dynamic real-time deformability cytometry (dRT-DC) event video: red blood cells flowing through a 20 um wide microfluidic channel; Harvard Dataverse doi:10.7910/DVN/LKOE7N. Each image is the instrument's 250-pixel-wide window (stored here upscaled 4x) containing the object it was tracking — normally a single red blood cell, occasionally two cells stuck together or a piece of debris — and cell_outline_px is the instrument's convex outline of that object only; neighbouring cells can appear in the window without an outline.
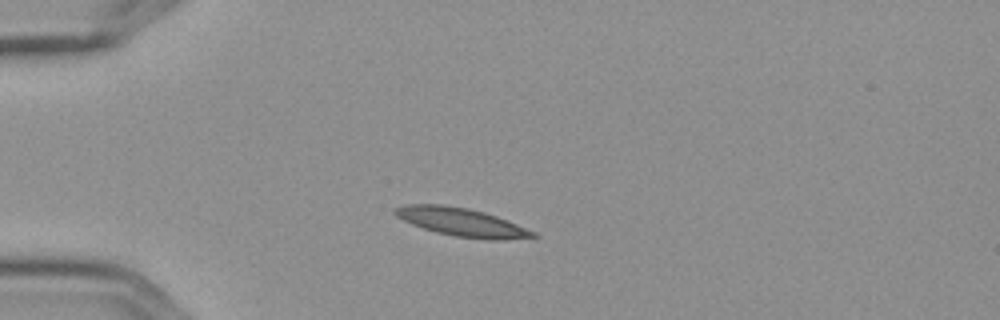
{"species": "Egyptian fruit bat (a non-hibernating species)", "species_latin": "Rousettus aegyptiacus", "temperature_condition": "cold", "stored_images_in_passage": 5, "camera_frame_rate_fps": 3000, "um_per_image_px": 0.085, "frame": {"image": 1, "passage_image": 2, "time_ms": 0.333, "image_size_px": [1000, 320], "cell_outline_px": [[540, 236], [508, 240], [488, 240], [456, 236], [436, 232], [412, 224], [396, 216], [392, 212], [392, 208], [408, 204], [444, 204], [468, 208], [484, 212], [496, 216], [536, 232]], "centroid_in_image_um": [39.24, 18.88], "position_along_channel_um": 45.8, "area_um2": 22.77}}
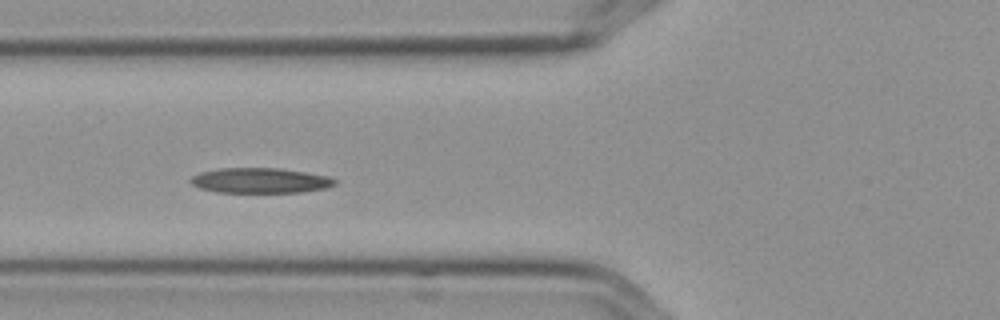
{"frame": {"image": 2, "passage_image": 4, "time_ms": 1.0, "image_size_px": [1000, 320], "cell_outline_px": [[336, 184], [328, 188], [300, 192], [216, 192], [200, 188], [192, 184], [188, 180], [192, 176], [200, 172], [220, 168], [280, 168], [328, 176], [336, 180]], "centroid_in_image_um": [22.11, 15.34], "position_along_channel_um": 103.7, "area_um2": 21.15}}
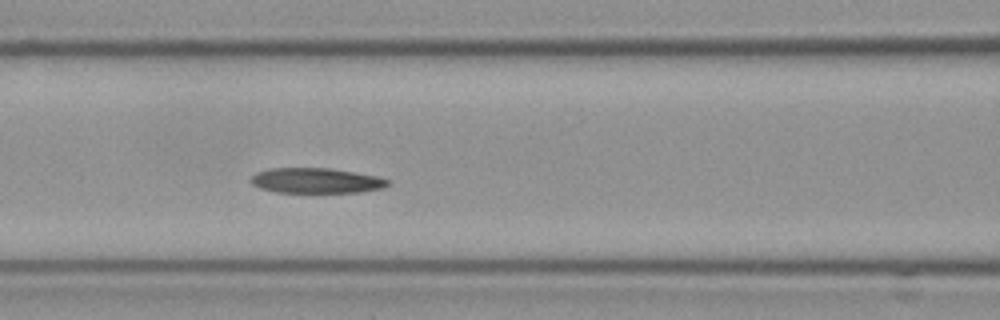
{"frame": {"image": 3, "passage_image": 5, "time_ms": 1.333, "image_size_px": [1000, 320], "cell_outline_px": [[388, 184], [384, 188], [360, 192], [276, 192], [260, 188], [252, 184], [248, 180], [256, 172], [268, 168], [332, 168], [376, 176], [388, 180]], "centroid_in_image_um": [26.83, 15.34], "position_along_channel_um": 139.8, "area_um2": 20.11}}